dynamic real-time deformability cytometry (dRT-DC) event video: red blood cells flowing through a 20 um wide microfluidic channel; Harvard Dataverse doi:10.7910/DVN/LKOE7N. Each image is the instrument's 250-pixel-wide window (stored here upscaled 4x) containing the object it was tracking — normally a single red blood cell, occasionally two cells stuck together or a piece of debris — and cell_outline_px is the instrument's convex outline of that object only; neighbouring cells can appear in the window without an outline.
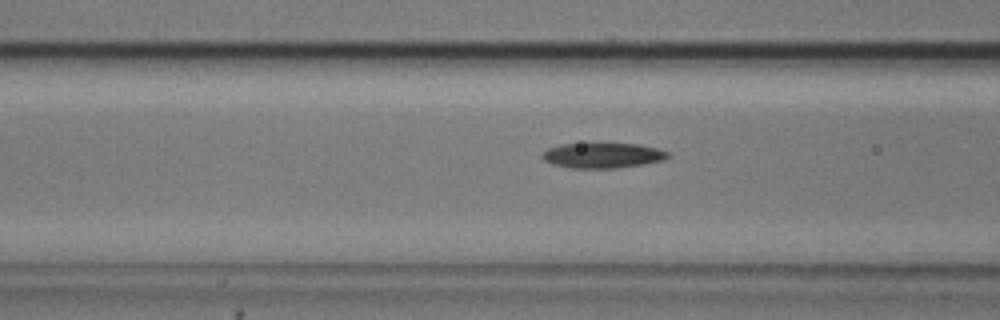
{"species": "common noctule bat (a hibernating species)", "species_latin": "Nyctalus noctula", "temperature_condition": "cold", "stored_images_in_passage": 11, "camera_frame_rate_fps": 3000, "um_per_image_px": 0.085, "animal": {"sex": "male", "body_mass_g": 20.5, "forearm_length_mm": 52.5}, "frame": {"image": 1, "passage_image": 8, "time_ms": 2.333, "image_size_px": [1000, 320], "cell_outline_px": [[668, 156], [664, 160], [616, 168], [572, 168], [552, 164], [544, 160], [540, 156], [548, 148], [560, 144], [640, 144], [656, 148], [668, 152]], "centroid_in_image_um": [51.19, 13.21], "position_along_channel_um": 115.4, "area_um2": 18.21}}